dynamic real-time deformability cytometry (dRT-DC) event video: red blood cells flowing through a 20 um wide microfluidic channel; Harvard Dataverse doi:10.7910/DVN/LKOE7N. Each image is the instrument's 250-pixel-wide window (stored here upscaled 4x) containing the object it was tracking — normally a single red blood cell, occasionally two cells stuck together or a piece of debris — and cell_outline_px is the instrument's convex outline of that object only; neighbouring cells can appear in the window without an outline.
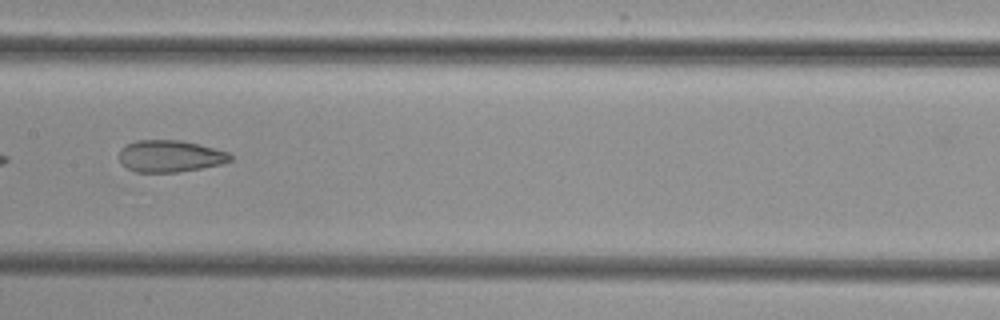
{"species": "common noctule bat (a hibernating species)", "species_latin": "Nyctalus noctula", "temperature_condition": "cold", "stored_images_in_passage": 10, "camera_frame_rate_fps": 3000, "um_per_image_px": 0.085, "animal": {"sex": "female", "body_mass_g": 29.2, "forearm_length_mm": 56.3}, "frame": {"image": 1, "passage_image": 7, "time_ms": 8.667, "image_size_px": [1000, 320], "cell_outline_px": [[232, 160], [220, 164], [200, 168], [176, 172], [136, 172], [128, 168], [120, 160], [120, 152], [128, 144], [136, 140], [180, 140], [200, 144], [228, 152], [232, 156]], "centroid_in_image_um": [14.49, 13.26], "position_along_channel_um": 192.9, "area_um2": 20.35}}
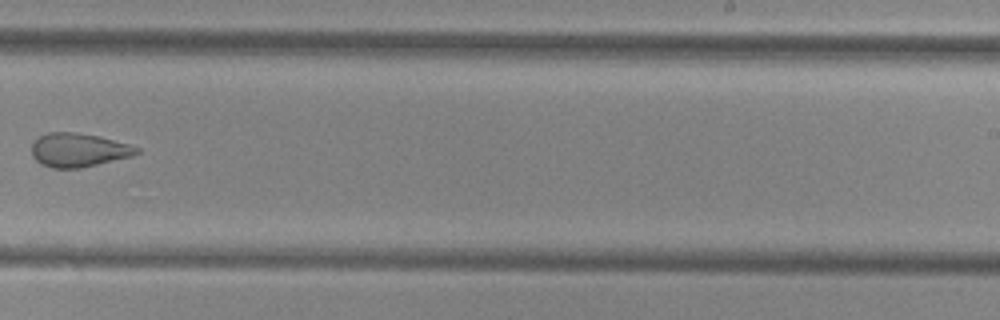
{"frame": {"image": 2, "passage_image": 9, "time_ms": 11.0, "image_size_px": [1000, 320], "cell_outline_px": [[140, 152], [132, 156], [80, 168], [52, 168], [40, 164], [32, 156], [32, 144], [40, 136], [48, 132], [76, 132], [100, 136], [128, 144], [140, 148]], "centroid_in_image_um": [6.67, 12.75], "position_along_channel_um": 282.3, "area_um2": 20.63}}